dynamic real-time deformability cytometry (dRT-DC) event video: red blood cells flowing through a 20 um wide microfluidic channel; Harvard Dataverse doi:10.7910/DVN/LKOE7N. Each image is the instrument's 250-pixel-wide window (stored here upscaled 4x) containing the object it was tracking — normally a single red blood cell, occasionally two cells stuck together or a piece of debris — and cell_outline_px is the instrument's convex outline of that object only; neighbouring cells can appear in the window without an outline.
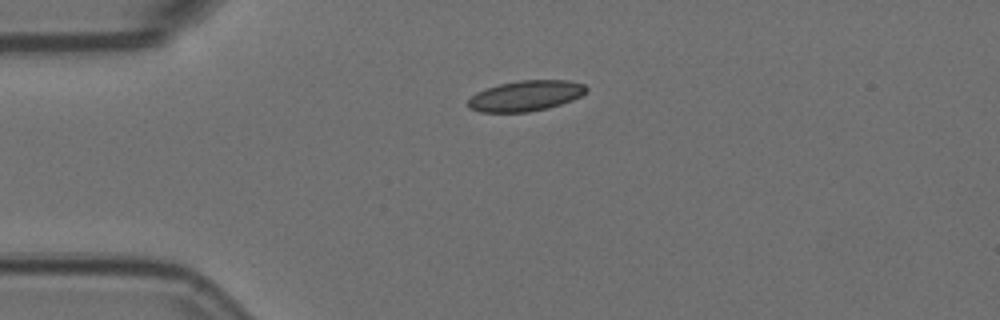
{"species": "Egyptian fruit bat (a non-hibernating species)", "species_latin": "Rousettus aegyptiacus", "temperature_condition": "room temperature", "stored_images_in_passage": 2, "camera_frame_rate_fps": 3000, "um_per_image_px": 0.085, "animal": {"sex": "female"}, "frame": {"image": 1, "passage_image": 1, "time_ms": 0.0, "image_size_px": [1000, 320], "cell_outline_px": [[588, 88], [580, 96], [572, 100], [548, 108], [528, 112], [480, 112], [468, 108], [468, 100], [476, 92], [500, 84], [520, 80], [568, 80], [584, 84]], "centroid_in_image_um": [44.67, 8.14], "position_along_channel_um": 40.3, "area_um2": 20.92}}